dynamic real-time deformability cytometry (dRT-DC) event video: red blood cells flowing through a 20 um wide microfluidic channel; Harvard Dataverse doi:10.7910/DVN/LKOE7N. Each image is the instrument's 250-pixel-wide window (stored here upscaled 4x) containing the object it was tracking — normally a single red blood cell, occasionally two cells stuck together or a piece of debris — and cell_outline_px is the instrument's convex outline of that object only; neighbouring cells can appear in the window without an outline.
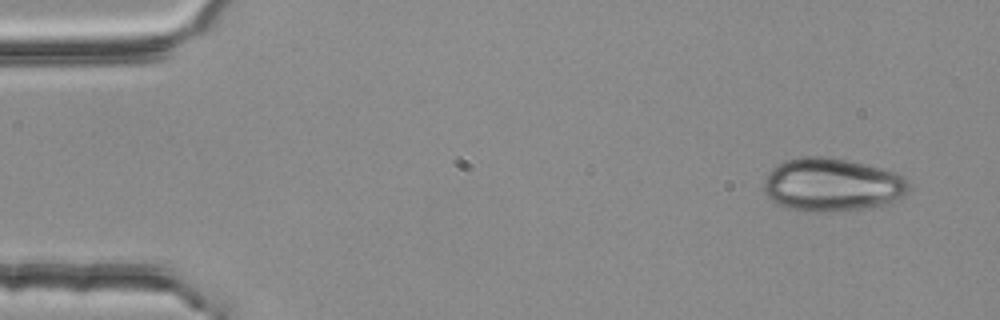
{"species": "common noctule bat (a hibernating species)", "species_latin": "Nyctalus noctula", "temperature_condition": "room temperature", "stored_images_in_passage": 3, "camera_frame_rate_fps": 3000, "um_per_image_px": 0.085, "animal": {"sex": "female", "body_mass_g": 25.1}, "frame": {"image": 1, "passage_image": 1, "time_ms": 0.0, "image_size_px": [1000, 320], "cell_outline_px": [[912, 188], [904, 196], [880, 208], [820, 212], [804, 212], [788, 208], [776, 204], [764, 192], [764, 180], [772, 168], [784, 160], [800, 156], [828, 156], [880, 168], [896, 172], [904, 176], [908, 180]], "centroid_in_image_um": [70.76, 15.72], "position_along_channel_um": 14.2, "area_um2": 45.84}}